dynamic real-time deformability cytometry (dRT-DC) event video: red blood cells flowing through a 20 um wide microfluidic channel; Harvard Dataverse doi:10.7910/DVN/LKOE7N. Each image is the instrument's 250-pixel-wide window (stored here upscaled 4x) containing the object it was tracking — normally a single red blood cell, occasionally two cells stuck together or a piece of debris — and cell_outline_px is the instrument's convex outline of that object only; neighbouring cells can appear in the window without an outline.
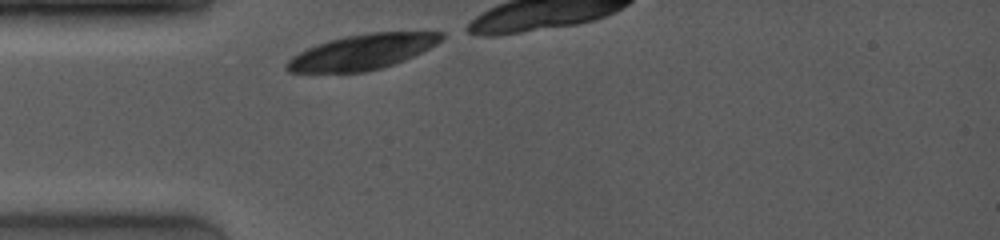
{"species": "common noctule bat (a hibernating species)", "species_latin": "Nyctalus noctula", "temperature_condition": "room temperature", "stored_images_in_passage": 1, "camera_frame_rate_fps": 4000, "um_per_image_px": 0.085, "animal": {"sex": "female", "body_mass_g": 19.0, "forearm_length_mm": 53.3}, "frame": {"image": 1, "passage_image": 1, "time_ms": 0.0, "image_size_px": [1000, 240], "cell_outline_px": [[444, 36], [436, 44], [404, 60], [368, 72], [288, 72], [284, 68], [284, 64], [292, 56], [316, 44], [328, 40], [344, 36], [372, 32], [444, 32]], "centroid_in_image_um": [30.74, 4.41], "position_along_channel_um": 54.3, "area_um2": 31.44}}